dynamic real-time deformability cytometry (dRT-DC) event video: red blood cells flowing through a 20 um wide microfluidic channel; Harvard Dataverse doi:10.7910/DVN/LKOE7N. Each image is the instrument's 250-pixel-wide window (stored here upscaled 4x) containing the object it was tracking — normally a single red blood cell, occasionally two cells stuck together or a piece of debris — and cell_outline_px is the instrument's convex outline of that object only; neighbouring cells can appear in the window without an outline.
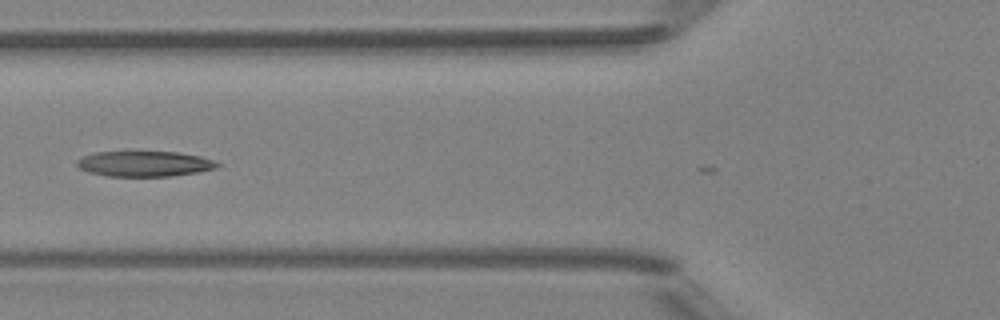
{"species": "Egyptian fruit bat (a non-hibernating species)", "species_latin": "Rousettus aegyptiacus", "temperature_condition": "room temperature", "stored_images_in_passage": 7, "camera_frame_rate_fps": 3000, "um_per_image_px": 0.085, "animal": {"sex": "female"}, "frame": {"image": 1, "passage_image": 5, "time_ms": 5.333, "image_size_px": [1000, 320], "cell_outline_px": [[224, 164], [216, 168], [196, 172], [172, 176], [108, 176], [88, 172], [80, 168], [76, 164], [76, 160], [84, 156], [96, 152], [176, 152], [200, 156]], "centroid_in_image_um": [12.29, 13.92], "position_along_channel_um": 113.5, "area_um2": 20.69}}
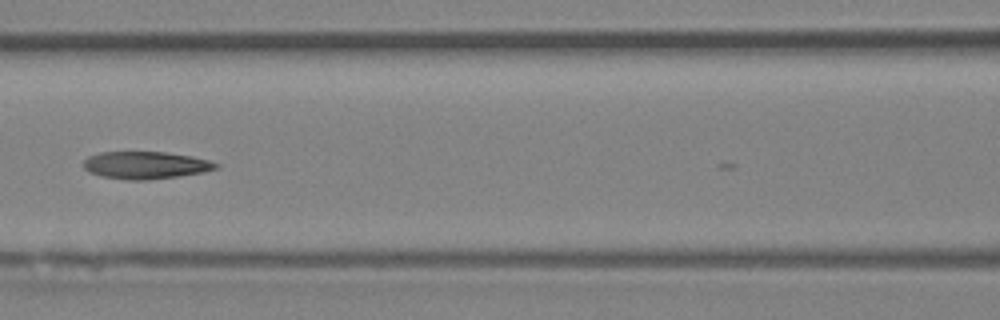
{"frame": {"image": 2, "passage_image": 6, "time_ms": 6.333, "image_size_px": [1000, 320], "cell_outline_px": [[220, 164], [216, 168], [204, 172], [180, 176], [148, 180], [128, 180], [100, 176], [88, 172], [84, 168], [84, 160], [88, 156], [100, 152], [164, 152], [192, 156], [208, 160]], "centroid_in_image_um": [12.36, 14.04], "position_along_channel_um": 154.2, "area_um2": 21.21}}